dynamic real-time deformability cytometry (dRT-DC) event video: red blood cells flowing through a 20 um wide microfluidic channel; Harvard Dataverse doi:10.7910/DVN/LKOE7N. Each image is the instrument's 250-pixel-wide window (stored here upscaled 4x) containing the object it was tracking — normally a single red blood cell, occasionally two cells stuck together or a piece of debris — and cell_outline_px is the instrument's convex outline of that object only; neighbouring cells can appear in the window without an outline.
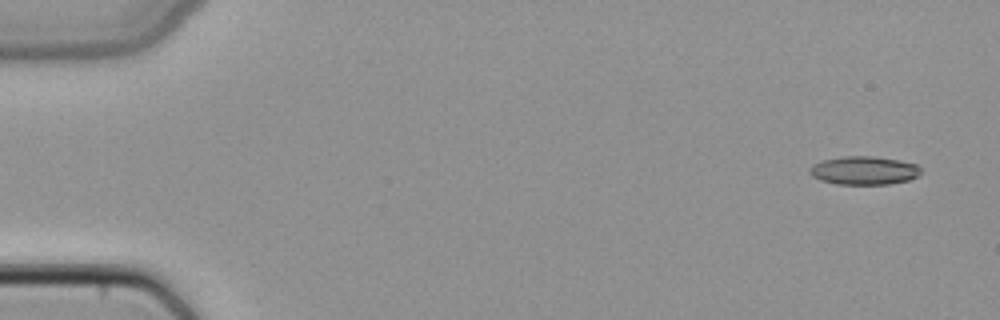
{"species": "common noctule bat (a hibernating species)", "species_latin": "Nyctalus noctula", "temperature_condition": "cold", "stored_images_in_passage": 5, "camera_frame_rate_fps": 3000, "um_per_image_px": 0.085, "animal": {"sex": "female", "body_mass_g": 22.7, "forearm_length_mm": 54.2}, "frame": {"image": 1, "passage_image": 1, "time_ms": 0.0, "image_size_px": [1000, 320], "cell_outline_px": [[920, 172], [916, 176], [908, 180], [888, 184], [836, 184], [820, 180], [812, 176], [808, 172], [808, 168], [812, 164], [824, 160], [844, 156], [876, 156], [900, 160], [916, 164], [920, 168]], "centroid_in_image_um": [73.4, 14.48], "position_along_channel_um": 11.6, "area_um2": 18.44}}
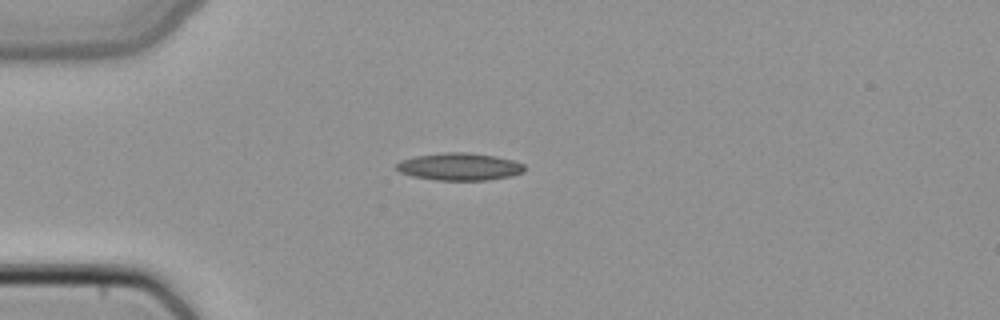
{"frame": {"image": 2, "passage_image": 4, "time_ms": 1.0, "image_size_px": [1000, 320], "cell_outline_px": [[524, 172], [512, 176], [488, 180], [436, 180], [412, 176], [400, 172], [396, 168], [396, 164], [400, 160], [416, 156], [444, 152], [468, 152], [496, 156], [512, 160], [524, 164]], "centroid_in_image_um": [39.06, 14.16], "position_along_channel_um": 45.9, "area_um2": 20.52}}